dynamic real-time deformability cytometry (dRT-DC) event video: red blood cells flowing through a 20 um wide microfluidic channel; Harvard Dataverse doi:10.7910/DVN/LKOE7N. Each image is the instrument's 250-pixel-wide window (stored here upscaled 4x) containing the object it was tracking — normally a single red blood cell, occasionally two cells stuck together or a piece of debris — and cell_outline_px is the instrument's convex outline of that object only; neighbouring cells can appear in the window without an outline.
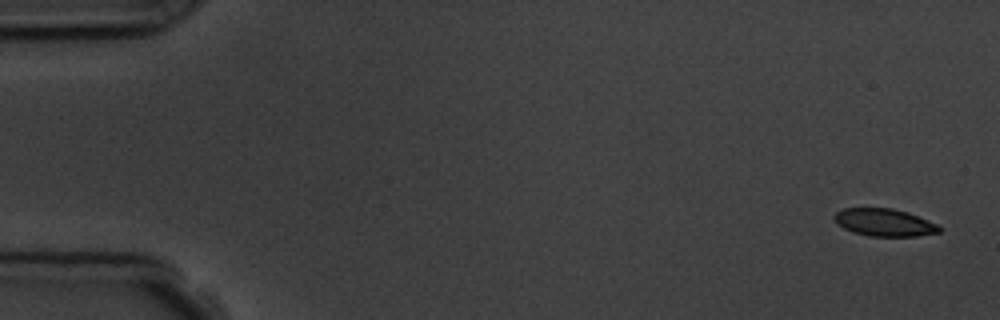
{"species": "common noctule bat (a hibernating species)", "species_latin": "Nyctalus noctula", "temperature_condition": "room temperature", "stored_images_in_passage": 6, "camera_frame_rate_fps": 3000, "um_per_image_px": 0.085, "animal": {"sex": "male", "body_mass_g": 19.5, "forearm_length_mm": 54.6}, "frame": {"image": 1, "passage_image": 1, "time_ms": 0.0, "image_size_px": [1000, 320], "cell_outline_px": [[940, 232], [916, 236], [868, 236], [852, 232], [844, 228], [832, 216], [836, 212], [844, 208], [892, 208], [908, 212], [936, 224], [940, 228]], "centroid_in_image_um": [75.15, 18.9], "position_along_channel_um": 9.9, "area_um2": 16.65}}